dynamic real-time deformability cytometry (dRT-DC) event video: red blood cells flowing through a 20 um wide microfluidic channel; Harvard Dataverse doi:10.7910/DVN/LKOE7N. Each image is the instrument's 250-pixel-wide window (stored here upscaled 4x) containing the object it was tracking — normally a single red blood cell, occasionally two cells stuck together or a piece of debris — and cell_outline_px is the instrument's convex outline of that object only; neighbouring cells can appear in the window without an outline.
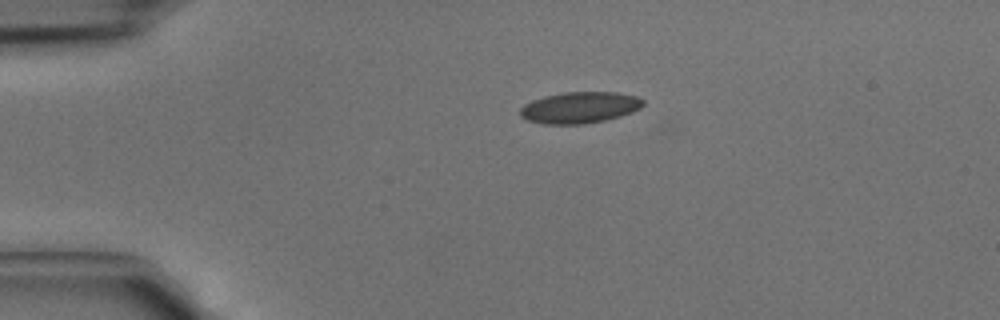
{"species": "common noctule bat (a hibernating species)", "species_latin": "Nyctalus noctula", "temperature_condition": "cold", "stored_images_in_passage": 20, "camera_frame_rate_fps": 3000, "um_per_image_px": 0.085, "animal": {"sex": "male", "body_mass_g": 15.6}, "frame": {"image": 1, "passage_image": 1, "time_ms": 0.0, "image_size_px": [1000, 320], "cell_outline_px": [[644, 104], [640, 108], [632, 112], [620, 116], [604, 120], [584, 124], [544, 124], [528, 120], [520, 116], [520, 108], [524, 104], [532, 100], [544, 96], [564, 92], [616, 92], [636, 96], [644, 100]], "centroid_in_image_um": [49.27, 9.14], "position_along_channel_um": 35.7, "area_um2": 22.48}}
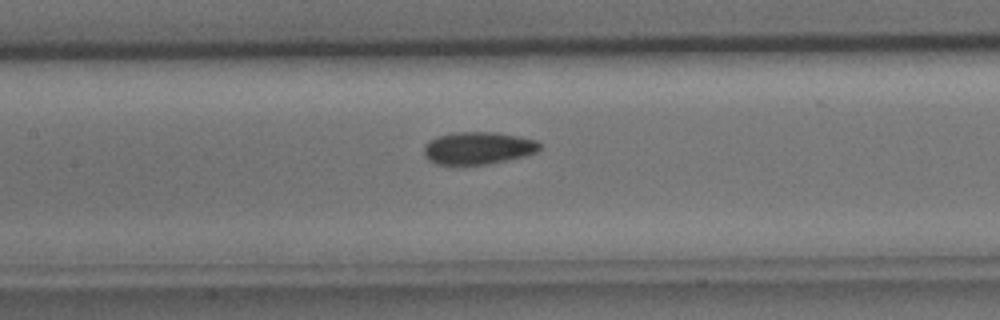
{"frame": {"image": 2, "passage_image": 12, "time_ms": 3.667, "image_size_px": [1000, 320], "cell_outline_px": [[540, 148], [536, 152], [524, 156], [488, 164], [464, 168], [456, 168], [436, 164], [428, 160], [424, 156], [424, 144], [428, 140], [440, 136], [456, 132], [496, 132], [520, 136], [536, 140], [540, 144]], "centroid_in_image_um": [40.57, 12.64], "position_along_channel_um": 166.8, "area_um2": 22.72}}